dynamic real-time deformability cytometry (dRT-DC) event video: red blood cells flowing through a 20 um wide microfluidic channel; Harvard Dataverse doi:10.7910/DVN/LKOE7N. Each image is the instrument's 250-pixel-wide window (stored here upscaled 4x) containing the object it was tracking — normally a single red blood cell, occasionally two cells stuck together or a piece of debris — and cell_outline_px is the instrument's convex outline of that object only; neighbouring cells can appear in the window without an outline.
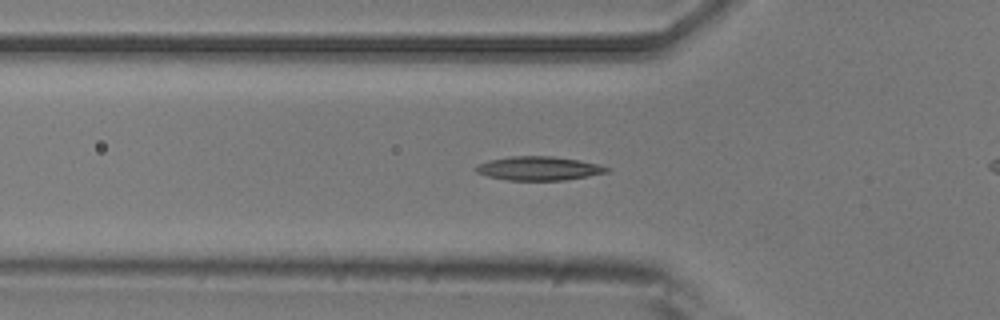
{"species": "common noctule bat (a hibernating species)", "species_latin": "Nyctalus noctula", "temperature_condition": "room temperature", "stored_images_in_passage": 53, "camera_frame_rate_fps": 3000, "um_per_image_px": 0.085, "animal": {"sex": "male", "body_mass_g": 20.5, "forearm_length_mm": 52.5}, "frame": {"image": 1, "passage_image": 17, "time_ms": 5.333, "image_size_px": [1000, 320], "cell_outline_px": [[612, 168], [608, 172], [588, 176], [564, 180], [504, 180], [488, 176], [476, 172], [472, 168], [476, 164], [488, 160], [508, 156], [552, 156], [580, 160], [600, 164]], "centroid_in_image_um": [45.77, 14.3], "position_along_channel_um": 80.0, "area_um2": 18.5}}
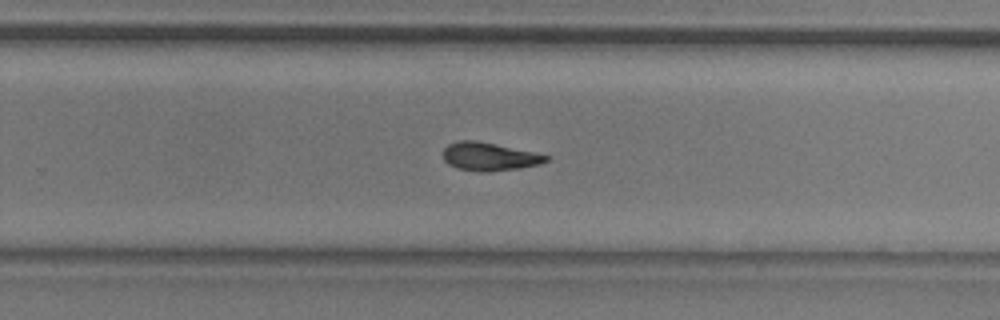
{"frame": {"image": 2, "passage_image": 33, "time_ms": 10.667, "image_size_px": [1000, 320], "cell_outline_px": [[552, 156], [548, 160], [540, 164], [520, 168], [488, 172], [480, 172], [456, 168], [448, 164], [444, 160], [444, 148], [448, 144], [460, 140], [476, 140], [496, 144]], "centroid_in_image_um": [41.59, 13.31], "position_along_channel_um": 288.2, "area_um2": 16.99}}
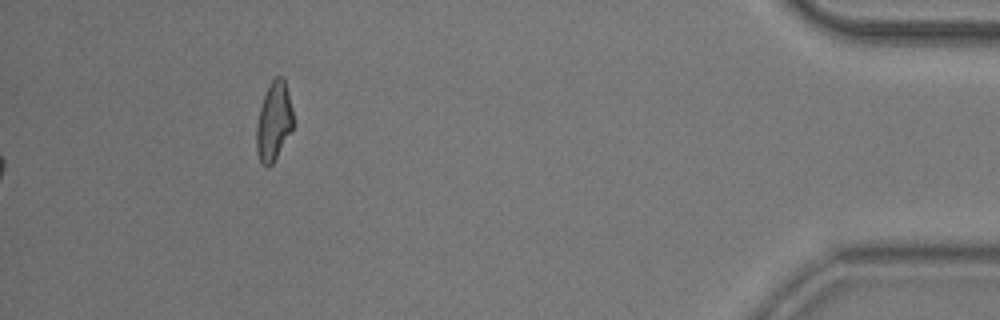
{"frame": {"image": 3, "passage_image": 53, "time_ms": 17.333, "image_size_px": [1000, 320], "cell_outline_px": [[292, 128], [272, 164], [268, 168], [260, 160], [256, 152], [256, 124], [260, 108], [264, 96], [272, 80], [276, 76], [284, 76], [292, 108]], "centroid_in_image_um": [23.25, 10.3], "position_along_channel_um": 411.9, "area_um2": 16.53}, "authors_computed_cell_mechanics": {"area_um2": 16.9932, "velocity_mm_per_s": 3.889, "shape_relaxation_time_tau1_ms": 5.9036, "shape_relaxation_time_tau2_ms": 10.0848, "deformation_change_tau1": 0.1544, "deformation_change_tau2": 0.1875}}